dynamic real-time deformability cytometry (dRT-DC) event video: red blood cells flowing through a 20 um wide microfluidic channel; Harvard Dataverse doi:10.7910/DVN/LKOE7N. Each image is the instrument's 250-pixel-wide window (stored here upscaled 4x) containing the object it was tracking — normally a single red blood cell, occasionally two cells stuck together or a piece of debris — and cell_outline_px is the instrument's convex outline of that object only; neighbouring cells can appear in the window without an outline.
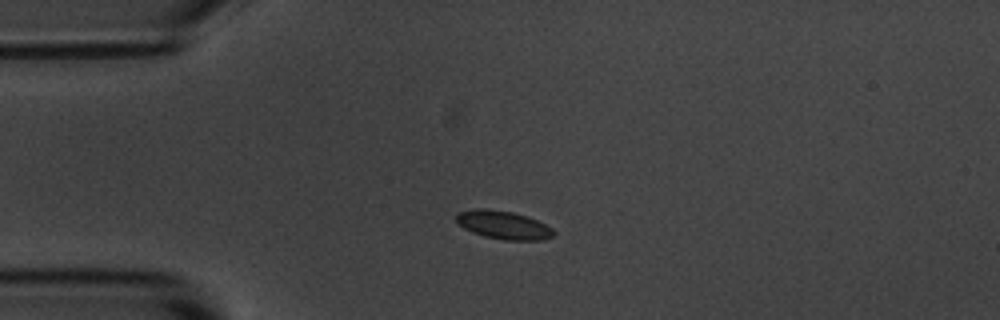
{"species": "common noctule bat (a hibernating species)", "species_latin": "Nyctalus noctula", "temperature_condition": "room temperature", "stored_images_in_passage": 44, "camera_frame_rate_fps": 3000, "um_per_image_px": 0.085, "animal": {"sex": "male", "body_mass_g": 20.1, "forearm_length_mm": 53.5}, "frame": {"image": 1, "passage_image": 1, "time_ms": 0.0, "image_size_px": [1000, 320], "cell_outline_px": [[556, 232], [552, 236], [544, 240], [504, 240], [484, 236], [472, 232], [464, 228], [456, 220], [456, 212], [480, 208], [484, 208], [512, 212], [536, 220], [552, 228]], "centroid_in_image_um": [42.78, 19.13], "position_along_channel_um": 42.2, "area_um2": 15.9}}
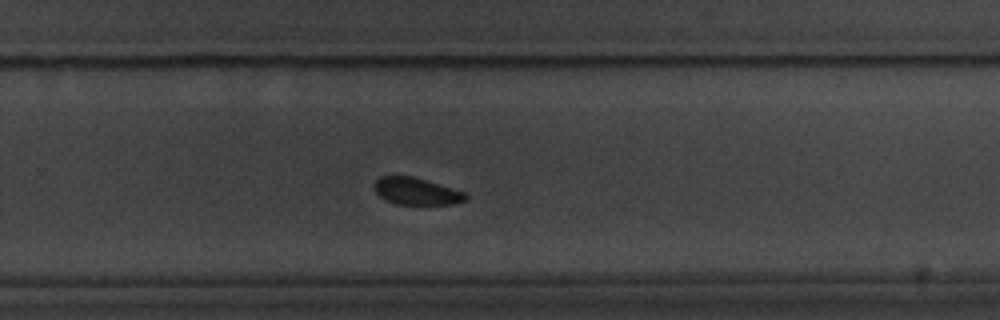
{"frame": {"image": 2, "passage_image": 24, "time_ms": 7.667, "image_size_px": [1000, 320], "cell_outline_px": [[468, 200], [452, 204], [396, 204], [384, 200], [372, 188], [376, 180], [380, 176], [412, 176], [452, 188], [464, 192], [468, 196]], "centroid_in_image_um": [35.37, 16.26], "position_along_channel_um": 294.4, "area_um2": 14.39}}
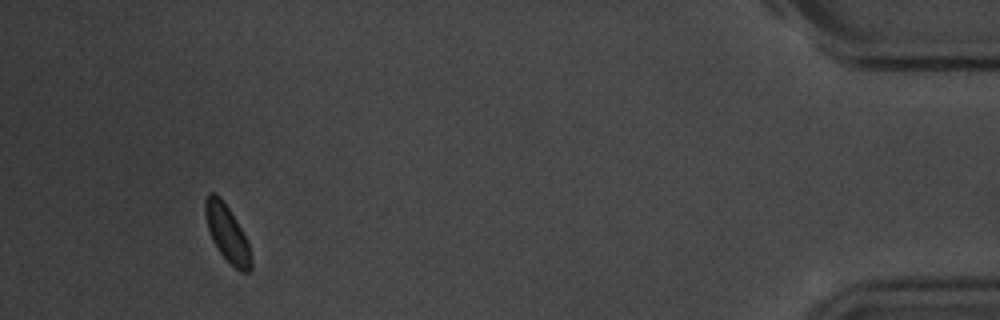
{"frame": {"image": 3, "passage_image": 40, "time_ms": 13.0, "image_size_px": [1000, 320], "cell_outline_px": [[252, 268], [248, 272], [240, 272], [220, 252], [212, 240], [208, 228], [204, 212], [204, 200], [208, 192], [216, 192], [220, 196], [236, 220], [248, 244], [252, 264]], "centroid_in_image_um": [19.27, 19.79], "position_along_channel_um": 415.9, "area_um2": 14.85}, "authors_computed_cell_mechanics": {"area_um2": 15.606, "velocity_mm_per_s": 3.566, "shape_relaxation_time_tau1_ms": null, "shape_relaxation_time_tau2_ms": 7.4326, "deformation_change_tau1": null, "deformation_change_tau2": 0.0723}}